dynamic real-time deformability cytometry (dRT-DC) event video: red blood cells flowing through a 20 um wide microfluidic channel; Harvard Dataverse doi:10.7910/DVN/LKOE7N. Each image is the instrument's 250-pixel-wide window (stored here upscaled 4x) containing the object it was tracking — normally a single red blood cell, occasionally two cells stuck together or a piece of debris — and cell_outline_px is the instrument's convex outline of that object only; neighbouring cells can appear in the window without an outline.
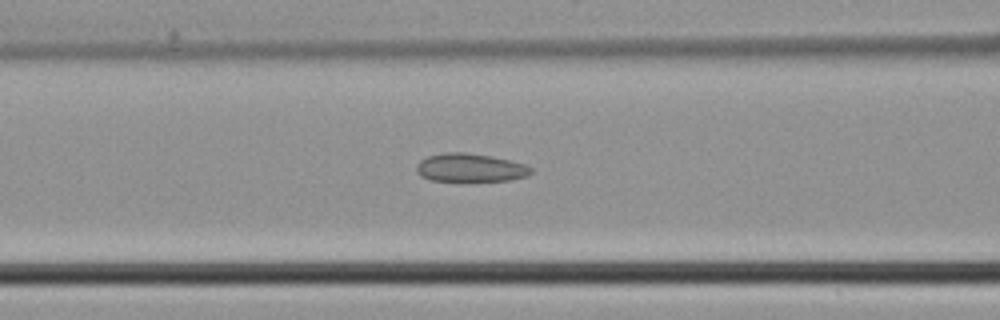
{"species": "common noctule bat (a hibernating species)", "species_latin": "Nyctalus noctula", "temperature_condition": "cold", "stored_images_in_passage": 30, "camera_frame_rate_fps": 3000, "um_per_image_px": 0.085, "animal": {"sex": "male", "body_mass_g": 21.5, "forearm_length_mm": 52.0}, "frame": {"image": 1, "passage_image": 18, "time_ms": 5.667, "image_size_px": [1000, 320], "cell_outline_px": [[532, 172], [528, 176], [512, 180], [432, 180], [420, 176], [416, 172], [416, 164], [420, 160], [428, 156], [448, 152], [464, 152], [492, 156], [524, 164], [532, 168]], "centroid_in_image_um": [39.96, 14.25], "position_along_channel_um": 126.6, "area_um2": 18.73}}
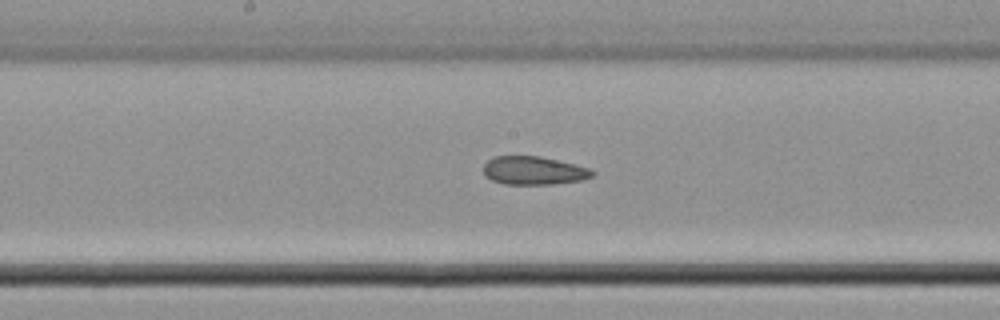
{"frame": {"image": 2, "passage_image": 23, "time_ms": 7.333, "image_size_px": [1000, 320], "cell_outline_px": [[596, 172], [592, 176], [584, 180], [552, 184], [504, 184], [492, 180], [484, 176], [484, 164], [488, 160], [496, 156], [540, 156], [592, 168]], "centroid_in_image_um": [45.4, 14.5], "position_along_channel_um": 202.8, "area_um2": 18.09}}
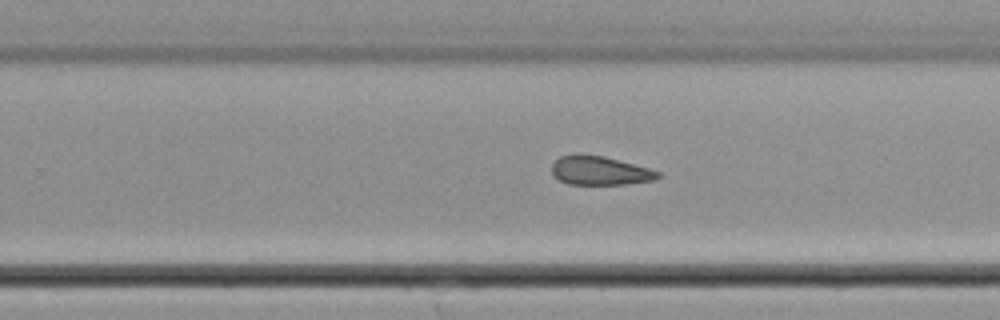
{"frame": {"image": 3, "passage_image": 28, "time_ms": 9.0, "image_size_px": [1000, 320], "cell_outline_px": [[660, 176], [656, 180], [624, 184], [568, 184], [552, 176], [552, 164], [560, 156], [604, 156], [648, 168], [660, 172]], "centroid_in_image_um": [51.0, 14.53], "position_along_channel_um": 278.8, "area_um2": 17.4}}